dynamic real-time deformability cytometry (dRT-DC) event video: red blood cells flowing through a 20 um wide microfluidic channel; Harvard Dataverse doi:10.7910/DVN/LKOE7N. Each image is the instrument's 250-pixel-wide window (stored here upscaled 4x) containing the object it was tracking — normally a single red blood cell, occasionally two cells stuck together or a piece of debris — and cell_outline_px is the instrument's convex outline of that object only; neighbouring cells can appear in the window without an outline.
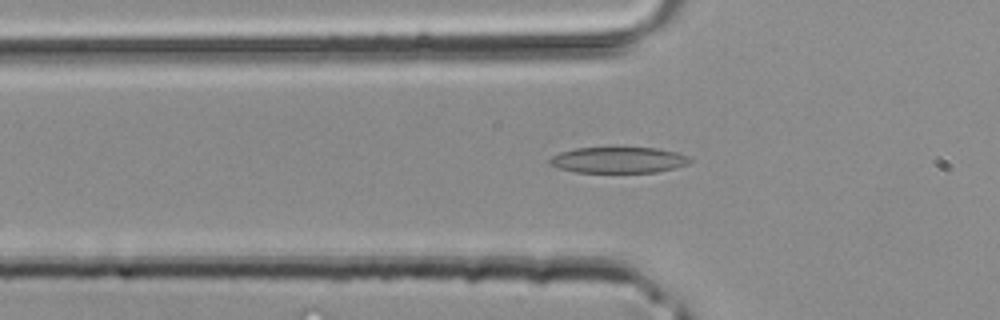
{"species": "common noctule bat (a hibernating species)", "species_latin": "Nyctalus noctula", "temperature_condition": "room temperature", "stored_images_in_passage": 39, "camera_frame_rate_fps": 3000, "um_per_image_px": 0.085, "animal": {"sex": "male", "body_mass_g": 20.4}, "frame": {"image": 1, "passage_image": 11, "time_ms": 3.333, "image_size_px": [1000, 320], "cell_outline_px": [[692, 160], [688, 164], [656, 172], [576, 172], [560, 168], [552, 164], [548, 160], [552, 156], [560, 152], [576, 148], [656, 148], [676, 152], [688, 156]], "centroid_in_image_um": [52.58, 13.6], "position_along_channel_um": 73.2, "area_um2": 20.92}}
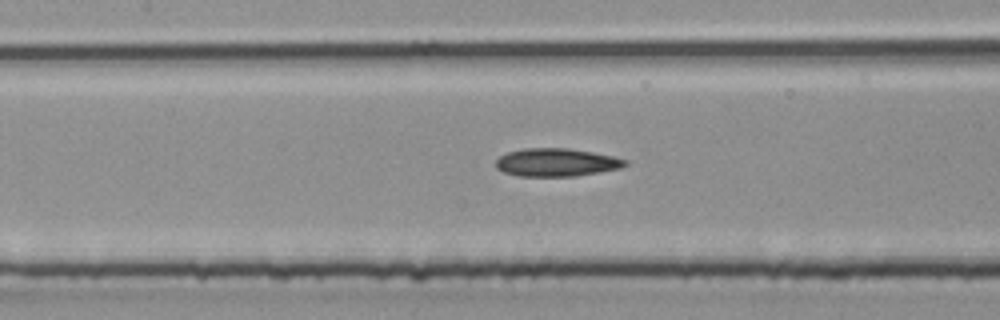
{"frame": {"image": 2, "passage_image": 16, "time_ms": 5.0, "image_size_px": [1000, 320], "cell_outline_px": [[628, 164], [620, 168], [576, 176], [520, 176], [504, 172], [496, 168], [496, 160], [500, 156], [508, 152], [524, 148], [568, 148], [592, 152], [612, 156], [628, 160]], "centroid_in_image_um": [47.29, 13.8], "position_along_channel_um": 160.1, "area_um2": 21.04}}
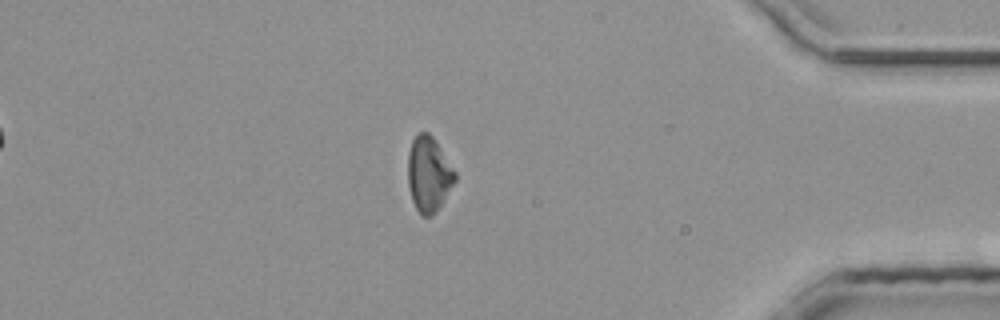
{"frame": {"image": 3, "passage_image": 32, "time_ms": 10.333, "image_size_px": [1000, 320], "cell_outline_px": [[456, 180], [436, 212], [432, 216], [420, 216], [412, 200], [408, 184], [408, 152], [412, 140], [420, 132], [428, 132], [432, 136], [456, 172]], "centroid_in_image_um": [36.43, 14.82], "position_along_channel_um": 398.8, "area_um2": 20.52}}